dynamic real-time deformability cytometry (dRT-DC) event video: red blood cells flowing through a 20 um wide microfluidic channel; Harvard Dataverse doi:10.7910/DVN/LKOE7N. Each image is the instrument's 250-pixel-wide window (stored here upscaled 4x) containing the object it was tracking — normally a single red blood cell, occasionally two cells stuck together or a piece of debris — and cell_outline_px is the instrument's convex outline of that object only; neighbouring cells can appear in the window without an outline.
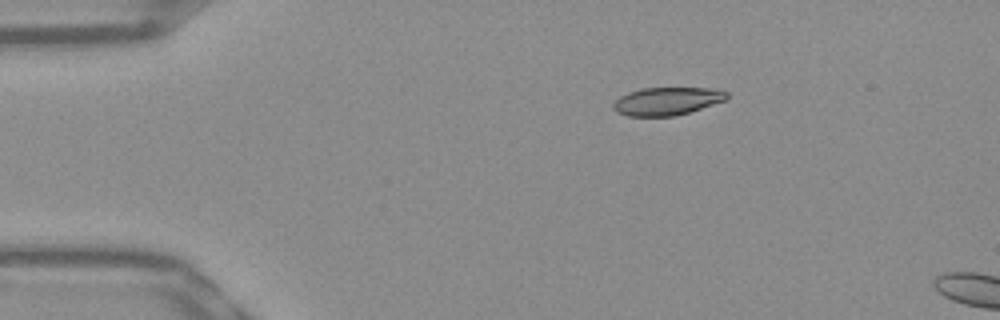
{"species": "Egyptian fruit bat (a non-hibernating species)", "species_latin": "Rousettus aegyptiacus", "temperature_condition": "warm", "stored_images_in_passage": 5, "camera_frame_rate_fps": 3000, "um_per_image_px": 0.085, "frame": {"image": 1, "passage_image": 1, "time_ms": 0.0, "image_size_px": [1000, 320], "cell_outline_px": [[728, 96], [724, 100], [676, 116], [628, 116], [616, 112], [612, 108], [612, 104], [620, 96], [628, 92], [640, 88], [716, 88], [728, 92]], "centroid_in_image_um": [56.65, 8.59], "position_along_channel_um": 28.4, "area_um2": 18.44}}